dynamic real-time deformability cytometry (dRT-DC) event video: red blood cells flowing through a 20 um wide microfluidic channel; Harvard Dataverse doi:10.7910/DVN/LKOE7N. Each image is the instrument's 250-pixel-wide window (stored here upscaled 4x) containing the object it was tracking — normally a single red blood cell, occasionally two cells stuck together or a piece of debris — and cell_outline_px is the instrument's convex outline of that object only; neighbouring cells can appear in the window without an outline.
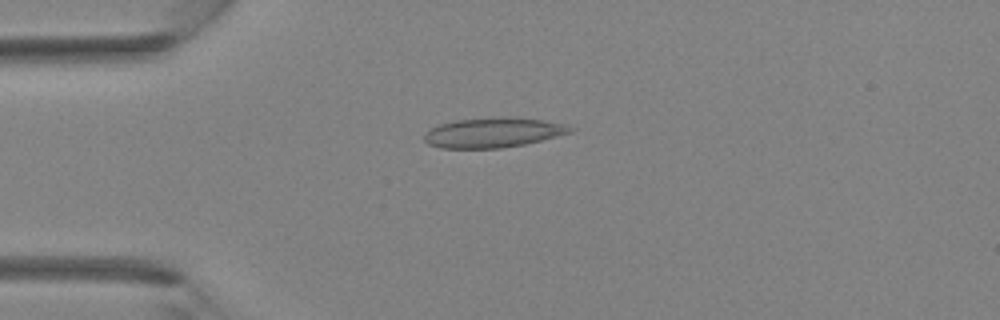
{"species": "Egyptian fruit bat (a non-hibernating species)", "species_latin": "Rousettus aegyptiacus", "temperature_condition": "room temperature", "stored_images_in_passage": 35, "camera_frame_rate_fps": 3000, "um_per_image_px": 0.085, "animal": {"sex": "female"}, "frame": {"image": 1, "passage_image": 8, "time_ms": 2.333, "image_size_px": [1000, 320], "cell_outline_px": [[576, 128], [572, 132], [524, 144], [500, 148], [440, 148], [428, 144], [424, 140], [424, 136], [432, 128], [440, 124], [456, 120], [496, 116], [516, 116], [544, 120], [568, 124]], "centroid_in_image_um": [41.97, 11.24], "position_along_channel_um": 43.0, "area_um2": 25.66}}
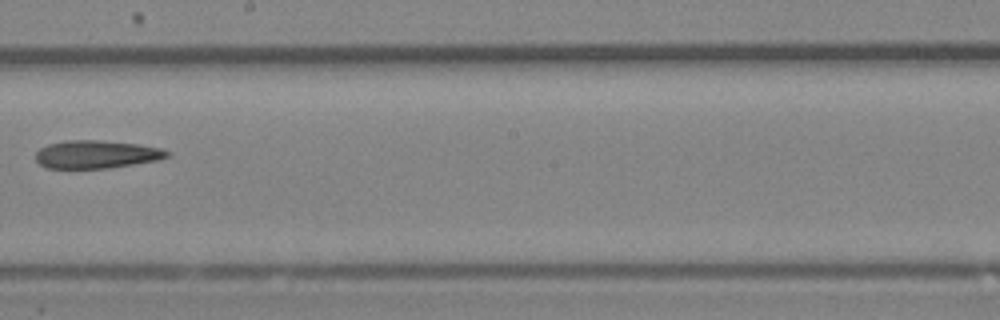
{"frame": {"image": 2, "passage_image": 20, "time_ms": 6.333, "image_size_px": [1000, 320], "cell_outline_px": [[172, 156], [160, 160], [108, 168], [48, 168], [40, 164], [36, 160], [36, 152], [40, 148], [48, 144], [64, 140], [100, 140], [136, 144], [160, 148], [172, 152]], "centroid_in_image_um": [8.23, 13.12], "position_along_channel_um": 240.0, "area_um2": 21.56}}
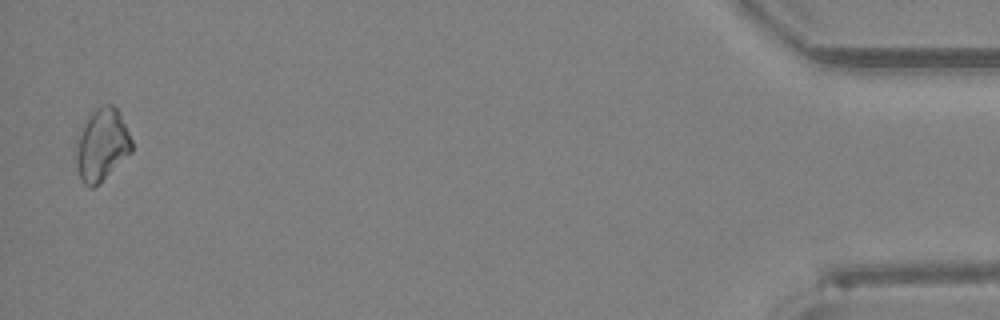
{"frame": {"image": 3, "passage_image": 35, "time_ms": 11.333, "image_size_px": [1000, 320], "cell_outline_px": [[132, 152], [92, 188], [84, 184], [76, 168], [76, 140], [80, 128], [92, 112], [96, 108], [104, 104], [112, 104], [116, 108], [132, 140]], "centroid_in_image_um": [8.63, 12.29], "position_along_channel_um": 426.6, "area_um2": 23.06}}